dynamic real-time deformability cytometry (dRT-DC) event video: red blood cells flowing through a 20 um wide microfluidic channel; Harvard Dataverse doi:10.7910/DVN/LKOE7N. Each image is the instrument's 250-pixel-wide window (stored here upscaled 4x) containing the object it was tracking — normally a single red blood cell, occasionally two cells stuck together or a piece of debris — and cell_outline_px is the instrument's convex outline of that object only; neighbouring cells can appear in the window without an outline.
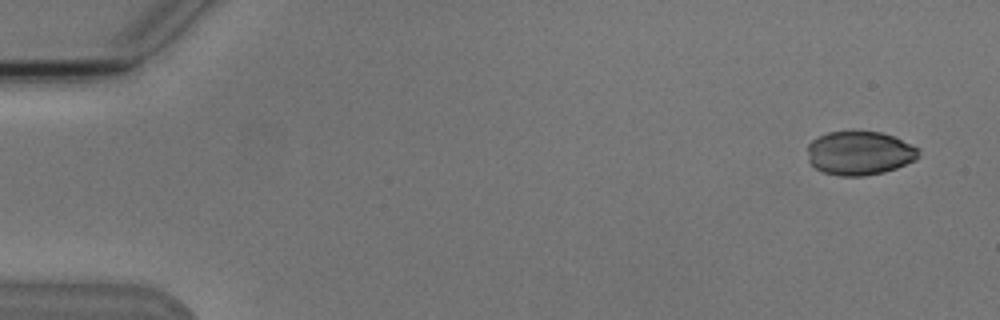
{"species": "Egyptian fruit bat (a non-hibernating species)", "species_latin": "Rousettus aegyptiacus", "temperature_condition": "cold", "stored_images_in_passage": 4, "camera_frame_rate_fps": 3000, "um_per_image_px": 0.085, "animal": {"sex": "male"}, "frame": {"image": 1, "passage_image": 1, "time_ms": 0.0, "image_size_px": [1000, 320], "cell_outline_px": [[920, 156], [916, 160], [896, 168], [884, 172], [864, 176], [840, 176], [824, 172], [816, 168], [808, 160], [808, 144], [812, 140], [828, 132], [852, 128], [880, 132], [892, 136], [920, 148]], "centroid_in_image_um": [73.07, 12.98], "position_along_channel_um": 11.9, "area_um2": 29.07}}
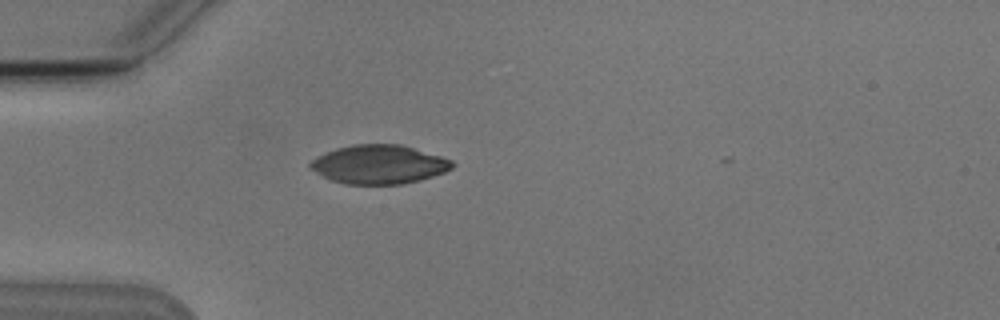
{"frame": {"image": 2, "passage_image": 4, "time_ms": 4.333, "image_size_px": [1000, 320], "cell_outline_px": [[456, 164], [452, 168], [444, 172], [420, 180], [400, 184], [344, 184], [332, 180], [308, 168], [308, 164], [312, 160], [336, 148], [352, 144], [400, 144], [440, 156], [452, 160]], "centroid_in_image_um": [32.22, 13.97], "position_along_channel_um": 52.8, "area_um2": 31.91}}